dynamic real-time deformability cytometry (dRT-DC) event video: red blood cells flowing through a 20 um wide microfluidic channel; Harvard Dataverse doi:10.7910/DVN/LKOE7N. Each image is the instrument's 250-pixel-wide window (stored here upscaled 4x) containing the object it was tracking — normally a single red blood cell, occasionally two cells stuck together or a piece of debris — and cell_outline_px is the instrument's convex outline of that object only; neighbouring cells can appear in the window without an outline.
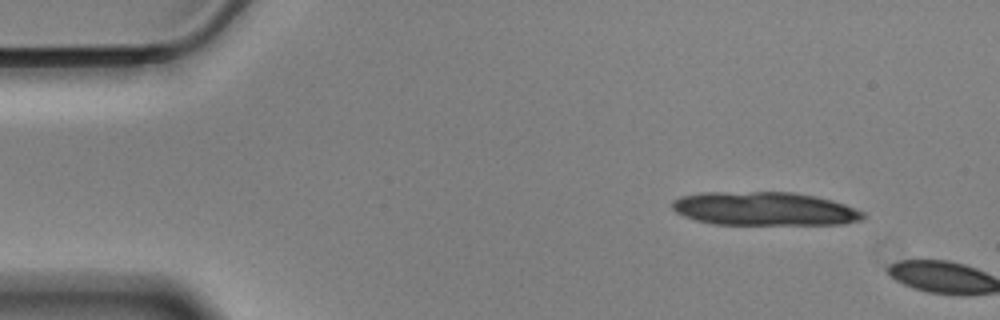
{"species": "Egyptian fruit bat (a non-hibernating species)", "species_latin": "Rousettus aegyptiacus", "temperature_condition": "cold", "stored_images_in_passage": 4, "camera_frame_rate_fps": 3000, "um_per_image_px": 0.085, "animal": {"sex": "male"}, "frame": {"image": 1, "passage_image": 2, "time_ms": 0.333, "image_size_px": [1000, 320], "cell_outline_px": [[864, 216], [860, 220], [840, 224], [712, 224], [696, 220], [684, 216], [676, 212], [672, 208], [672, 200], [680, 196], [700, 192], [792, 192], [816, 196], [832, 200], [844, 204], [864, 212]], "centroid_in_image_um": [64.93, 17.73], "position_along_channel_um": 20.1, "area_um2": 37.34}}